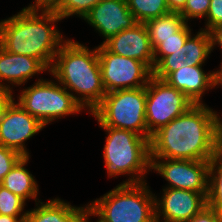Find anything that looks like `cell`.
<instances>
[{
    "label": "cell",
    "instance_id": "1",
    "mask_svg": "<svg viewBox=\"0 0 222 222\" xmlns=\"http://www.w3.org/2000/svg\"><path fill=\"white\" fill-rule=\"evenodd\" d=\"M216 113L205 103L192 105L151 136L150 158L211 160Z\"/></svg>",
    "mask_w": 222,
    "mask_h": 222
},
{
    "label": "cell",
    "instance_id": "2",
    "mask_svg": "<svg viewBox=\"0 0 222 222\" xmlns=\"http://www.w3.org/2000/svg\"><path fill=\"white\" fill-rule=\"evenodd\" d=\"M61 20L51 8L24 7L0 21V46L7 52L36 58L50 70L67 40L56 26Z\"/></svg>",
    "mask_w": 222,
    "mask_h": 222
},
{
    "label": "cell",
    "instance_id": "3",
    "mask_svg": "<svg viewBox=\"0 0 222 222\" xmlns=\"http://www.w3.org/2000/svg\"><path fill=\"white\" fill-rule=\"evenodd\" d=\"M49 73L89 113L101 103L106 94L97 46L90 49L87 45L68 38L55 55Z\"/></svg>",
    "mask_w": 222,
    "mask_h": 222
},
{
    "label": "cell",
    "instance_id": "4",
    "mask_svg": "<svg viewBox=\"0 0 222 222\" xmlns=\"http://www.w3.org/2000/svg\"><path fill=\"white\" fill-rule=\"evenodd\" d=\"M100 128L107 134L103 159L108 177L128 175L120 185L146 182V175L151 171L150 140L130 130Z\"/></svg>",
    "mask_w": 222,
    "mask_h": 222
},
{
    "label": "cell",
    "instance_id": "5",
    "mask_svg": "<svg viewBox=\"0 0 222 222\" xmlns=\"http://www.w3.org/2000/svg\"><path fill=\"white\" fill-rule=\"evenodd\" d=\"M146 182L118 184L88 202V210L101 222H156L155 193Z\"/></svg>",
    "mask_w": 222,
    "mask_h": 222
},
{
    "label": "cell",
    "instance_id": "6",
    "mask_svg": "<svg viewBox=\"0 0 222 222\" xmlns=\"http://www.w3.org/2000/svg\"><path fill=\"white\" fill-rule=\"evenodd\" d=\"M17 95V102L45 127L55 120L86 111L56 79L35 80Z\"/></svg>",
    "mask_w": 222,
    "mask_h": 222
},
{
    "label": "cell",
    "instance_id": "7",
    "mask_svg": "<svg viewBox=\"0 0 222 222\" xmlns=\"http://www.w3.org/2000/svg\"><path fill=\"white\" fill-rule=\"evenodd\" d=\"M146 86L106 93L90 113L99 126L133 131L147 138Z\"/></svg>",
    "mask_w": 222,
    "mask_h": 222
},
{
    "label": "cell",
    "instance_id": "8",
    "mask_svg": "<svg viewBox=\"0 0 222 222\" xmlns=\"http://www.w3.org/2000/svg\"><path fill=\"white\" fill-rule=\"evenodd\" d=\"M194 103L165 80L152 76L146 86L147 139L176 117L185 113Z\"/></svg>",
    "mask_w": 222,
    "mask_h": 222
},
{
    "label": "cell",
    "instance_id": "9",
    "mask_svg": "<svg viewBox=\"0 0 222 222\" xmlns=\"http://www.w3.org/2000/svg\"><path fill=\"white\" fill-rule=\"evenodd\" d=\"M102 82L106 93L147 86L153 71L137 59L120 56L97 46Z\"/></svg>",
    "mask_w": 222,
    "mask_h": 222
},
{
    "label": "cell",
    "instance_id": "10",
    "mask_svg": "<svg viewBox=\"0 0 222 222\" xmlns=\"http://www.w3.org/2000/svg\"><path fill=\"white\" fill-rule=\"evenodd\" d=\"M150 159V170L168 181V184L163 188L208 194L210 160Z\"/></svg>",
    "mask_w": 222,
    "mask_h": 222
},
{
    "label": "cell",
    "instance_id": "11",
    "mask_svg": "<svg viewBox=\"0 0 222 222\" xmlns=\"http://www.w3.org/2000/svg\"><path fill=\"white\" fill-rule=\"evenodd\" d=\"M45 126L30 115L14 99L0 118V144L13 149L22 156H30L26 141L37 135Z\"/></svg>",
    "mask_w": 222,
    "mask_h": 222
},
{
    "label": "cell",
    "instance_id": "12",
    "mask_svg": "<svg viewBox=\"0 0 222 222\" xmlns=\"http://www.w3.org/2000/svg\"><path fill=\"white\" fill-rule=\"evenodd\" d=\"M208 194L162 188V195H155L156 222H186L207 206Z\"/></svg>",
    "mask_w": 222,
    "mask_h": 222
},
{
    "label": "cell",
    "instance_id": "13",
    "mask_svg": "<svg viewBox=\"0 0 222 222\" xmlns=\"http://www.w3.org/2000/svg\"><path fill=\"white\" fill-rule=\"evenodd\" d=\"M106 41L138 22L128 8L127 0H101L83 18Z\"/></svg>",
    "mask_w": 222,
    "mask_h": 222
},
{
    "label": "cell",
    "instance_id": "14",
    "mask_svg": "<svg viewBox=\"0 0 222 222\" xmlns=\"http://www.w3.org/2000/svg\"><path fill=\"white\" fill-rule=\"evenodd\" d=\"M108 51L144 62L154 69V50L145 23L138 22L101 43Z\"/></svg>",
    "mask_w": 222,
    "mask_h": 222
},
{
    "label": "cell",
    "instance_id": "15",
    "mask_svg": "<svg viewBox=\"0 0 222 222\" xmlns=\"http://www.w3.org/2000/svg\"><path fill=\"white\" fill-rule=\"evenodd\" d=\"M43 72L48 73L49 69L40 60L7 52L0 46V87L13 91V87L23 86Z\"/></svg>",
    "mask_w": 222,
    "mask_h": 222
},
{
    "label": "cell",
    "instance_id": "16",
    "mask_svg": "<svg viewBox=\"0 0 222 222\" xmlns=\"http://www.w3.org/2000/svg\"><path fill=\"white\" fill-rule=\"evenodd\" d=\"M203 66L182 67L172 72L165 81L181 91L194 104H204L202 99L205 92L214 88V71L206 73Z\"/></svg>",
    "mask_w": 222,
    "mask_h": 222
},
{
    "label": "cell",
    "instance_id": "17",
    "mask_svg": "<svg viewBox=\"0 0 222 222\" xmlns=\"http://www.w3.org/2000/svg\"><path fill=\"white\" fill-rule=\"evenodd\" d=\"M35 206L28 210L25 222H82L88 210V204L72 206L59 197L37 202Z\"/></svg>",
    "mask_w": 222,
    "mask_h": 222
},
{
    "label": "cell",
    "instance_id": "18",
    "mask_svg": "<svg viewBox=\"0 0 222 222\" xmlns=\"http://www.w3.org/2000/svg\"><path fill=\"white\" fill-rule=\"evenodd\" d=\"M30 156H23L4 177L2 186L13 194L27 200H35V203L42 201L38 198L39 185L34 175L26 168Z\"/></svg>",
    "mask_w": 222,
    "mask_h": 222
},
{
    "label": "cell",
    "instance_id": "19",
    "mask_svg": "<svg viewBox=\"0 0 222 222\" xmlns=\"http://www.w3.org/2000/svg\"><path fill=\"white\" fill-rule=\"evenodd\" d=\"M187 22L177 12L147 20L145 25L153 50L161 43V39L173 37Z\"/></svg>",
    "mask_w": 222,
    "mask_h": 222
},
{
    "label": "cell",
    "instance_id": "20",
    "mask_svg": "<svg viewBox=\"0 0 222 222\" xmlns=\"http://www.w3.org/2000/svg\"><path fill=\"white\" fill-rule=\"evenodd\" d=\"M196 33H192L184 43L185 62L188 66L204 65L212 53L208 32L200 29Z\"/></svg>",
    "mask_w": 222,
    "mask_h": 222
},
{
    "label": "cell",
    "instance_id": "21",
    "mask_svg": "<svg viewBox=\"0 0 222 222\" xmlns=\"http://www.w3.org/2000/svg\"><path fill=\"white\" fill-rule=\"evenodd\" d=\"M127 4L136 21L140 23L170 13L167 0H127Z\"/></svg>",
    "mask_w": 222,
    "mask_h": 222
},
{
    "label": "cell",
    "instance_id": "22",
    "mask_svg": "<svg viewBox=\"0 0 222 222\" xmlns=\"http://www.w3.org/2000/svg\"><path fill=\"white\" fill-rule=\"evenodd\" d=\"M189 24V25H188ZM191 23H186L173 37L161 39V43L154 49V67L165 57L172 53H185L184 43L192 34Z\"/></svg>",
    "mask_w": 222,
    "mask_h": 222
},
{
    "label": "cell",
    "instance_id": "23",
    "mask_svg": "<svg viewBox=\"0 0 222 222\" xmlns=\"http://www.w3.org/2000/svg\"><path fill=\"white\" fill-rule=\"evenodd\" d=\"M207 205L222 216V161L215 157L209 165Z\"/></svg>",
    "mask_w": 222,
    "mask_h": 222
},
{
    "label": "cell",
    "instance_id": "24",
    "mask_svg": "<svg viewBox=\"0 0 222 222\" xmlns=\"http://www.w3.org/2000/svg\"><path fill=\"white\" fill-rule=\"evenodd\" d=\"M100 1L101 0H59L51 9L57 13L62 20L75 15L83 19Z\"/></svg>",
    "mask_w": 222,
    "mask_h": 222
},
{
    "label": "cell",
    "instance_id": "25",
    "mask_svg": "<svg viewBox=\"0 0 222 222\" xmlns=\"http://www.w3.org/2000/svg\"><path fill=\"white\" fill-rule=\"evenodd\" d=\"M26 201L0 185V215L26 216Z\"/></svg>",
    "mask_w": 222,
    "mask_h": 222
},
{
    "label": "cell",
    "instance_id": "26",
    "mask_svg": "<svg viewBox=\"0 0 222 222\" xmlns=\"http://www.w3.org/2000/svg\"><path fill=\"white\" fill-rule=\"evenodd\" d=\"M185 53L170 54L165 56L153 69L155 78L165 80L172 72L187 67Z\"/></svg>",
    "mask_w": 222,
    "mask_h": 222
},
{
    "label": "cell",
    "instance_id": "27",
    "mask_svg": "<svg viewBox=\"0 0 222 222\" xmlns=\"http://www.w3.org/2000/svg\"><path fill=\"white\" fill-rule=\"evenodd\" d=\"M210 0H187L184 8L179 12L189 23L192 19H204L207 16Z\"/></svg>",
    "mask_w": 222,
    "mask_h": 222
},
{
    "label": "cell",
    "instance_id": "28",
    "mask_svg": "<svg viewBox=\"0 0 222 222\" xmlns=\"http://www.w3.org/2000/svg\"><path fill=\"white\" fill-rule=\"evenodd\" d=\"M23 156L17 151L0 144V185L4 177L11 171Z\"/></svg>",
    "mask_w": 222,
    "mask_h": 222
},
{
    "label": "cell",
    "instance_id": "29",
    "mask_svg": "<svg viewBox=\"0 0 222 222\" xmlns=\"http://www.w3.org/2000/svg\"><path fill=\"white\" fill-rule=\"evenodd\" d=\"M202 30L208 31L211 27L222 24V0H210V6Z\"/></svg>",
    "mask_w": 222,
    "mask_h": 222
},
{
    "label": "cell",
    "instance_id": "30",
    "mask_svg": "<svg viewBox=\"0 0 222 222\" xmlns=\"http://www.w3.org/2000/svg\"><path fill=\"white\" fill-rule=\"evenodd\" d=\"M186 222H222V216L208 205Z\"/></svg>",
    "mask_w": 222,
    "mask_h": 222
},
{
    "label": "cell",
    "instance_id": "31",
    "mask_svg": "<svg viewBox=\"0 0 222 222\" xmlns=\"http://www.w3.org/2000/svg\"><path fill=\"white\" fill-rule=\"evenodd\" d=\"M214 157L222 161V118L220 112L216 113L215 119Z\"/></svg>",
    "mask_w": 222,
    "mask_h": 222
},
{
    "label": "cell",
    "instance_id": "32",
    "mask_svg": "<svg viewBox=\"0 0 222 222\" xmlns=\"http://www.w3.org/2000/svg\"><path fill=\"white\" fill-rule=\"evenodd\" d=\"M207 32L210 37L211 51L219 46L222 50V24L211 27Z\"/></svg>",
    "mask_w": 222,
    "mask_h": 222
},
{
    "label": "cell",
    "instance_id": "33",
    "mask_svg": "<svg viewBox=\"0 0 222 222\" xmlns=\"http://www.w3.org/2000/svg\"><path fill=\"white\" fill-rule=\"evenodd\" d=\"M9 89L0 87V118L3 116L6 108L11 104L15 99V93Z\"/></svg>",
    "mask_w": 222,
    "mask_h": 222
},
{
    "label": "cell",
    "instance_id": "34",
    "mask_svg": "<svg viewBox=\"0 0 222 222\" xmlns=\"http://www.w3.org/2000/svg\"><path fill=\"white\" fill-rule=\"evenodd\" d=\"M187 0H167V6L170 12L179 13L185 6Z\"/></svg>",
    "mask_w": 222,
    "mask_h": 222
},
{
    "label": "cell",
    "instance_id": "35",
    "mask_svg": "<svg viewBox=\"0 0 222 222\" xmlns=\"http://www.w3.org/2000/svg\"><path fill=\"white\" fill-rule=\"evenodd\" d=\"M59 0H34L28 6L36 8H52Z\"/></svg>",
    "mask_w": 222,
    "mask_h": 222
},
{
    "label": "cell",
    "instance_id": "36",
    "mask_svg": "<svg viewBox=\"0 0 222 222\" xmlns=\"http://www.w3.org/2000/svg\"><path fill=\"white\" fill-rule=\"evenodd\" d=\"M26 216L0 215V222H25Z\"/></svg>",
    "mask_w": 222,
    "mask_h": 222
},
{
    "label": "cell",
    "instance_id": "37",
    "mask_svg": "<svg viewBox=\"0 0 222 222\" xmlns=\"http://www.w3.org/2000/svg\"><path fill=\"white\" fill-rule=\"evenodd\" d=\"M220 64V69H215L214 71V88H218L219 86L221 88L222 86V62H220Z\"/></svg>",
    "mask_w": 222,
    "mask_h": 222
},
{
    "label": "cell",
    "instance_id": "38",
    "mask_svg": "<svg viewBox=\"0 0 222 222\" xmlns=\"http://www.w3.org/2000/svg\"><path fill=\"white\" fill-rule=\"evenodd\" d=\"M90 216L92 217V213H91L89 210H87V212H86V214H85L82 222H89ZM90 222H91V221H90ZM96 222H101V221H99V220L97 219Z\"/></svg>",
    "mask_w": 222,
    "mask_h": 222
}]
</instances>
